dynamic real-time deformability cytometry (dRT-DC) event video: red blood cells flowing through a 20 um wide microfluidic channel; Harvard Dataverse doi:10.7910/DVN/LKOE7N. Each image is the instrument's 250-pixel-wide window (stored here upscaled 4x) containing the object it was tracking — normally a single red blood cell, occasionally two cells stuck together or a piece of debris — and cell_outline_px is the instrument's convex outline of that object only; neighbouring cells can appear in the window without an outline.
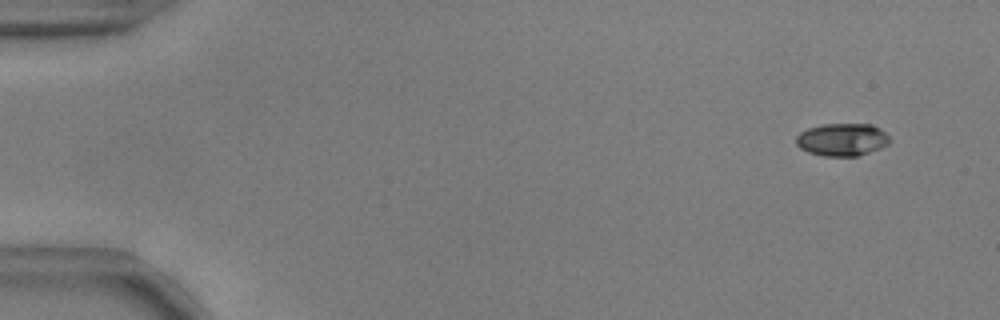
{"species": "common noctule bat (a hibernating species)", "species_latin": "Nyctalus noctula", "temperature_condition": "warm", "stored_images_in_passage": 56, "camera_frame_rate_fps": 3000, "um_per_image_px": 0.085, "animal": {"sex": "male", "body_mass_g": 17.9, "forearm_length_mm": 54.2}, "frame": {"image": 1, "passage_image": 5, "time_ms": 1.333, "image_size_px": [1000, 320], "cell_outline_px": [[888, 144], [880, 148], [856, 156], [824, 156], [808, 152], [800, 148], [796, 144], [796, 136], [800, 132], [808, 128], [824, 124], [872, 124], [880, 128], [888, 136]], "centroid_in_image_um": [71.55, 11.86], "position_along_channel_um": 13.4, "area_um2": 17.69}}
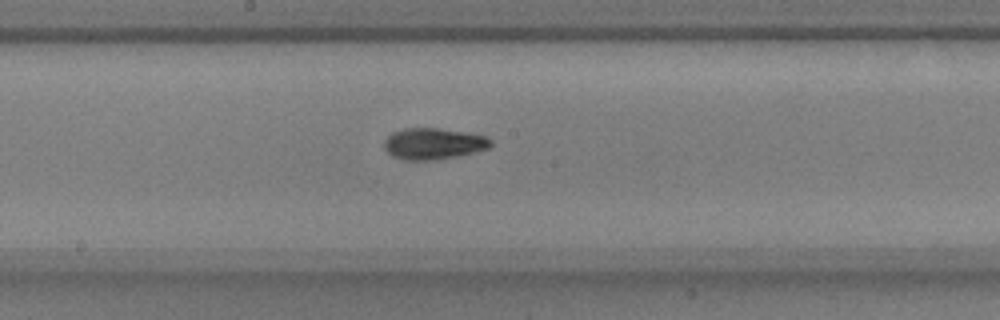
{"frame": {"image": 2, "passage_image": 31, "time_ms": 10.0, "image_size_px": [1000, 320], "cell_outline_px": [[492, 144], [488, 148], [476, 152], [436, 160], [404, 160], [392, 156], [384, 148], [384, 140], [392, 132], [404, 128], [440, 128], [476, 132], [488, 136], [492, 140]], "centroid_in_image_um": [36.9, 12.19], "position_along_channel_um": 211.3, "area_um2": 19.94}}
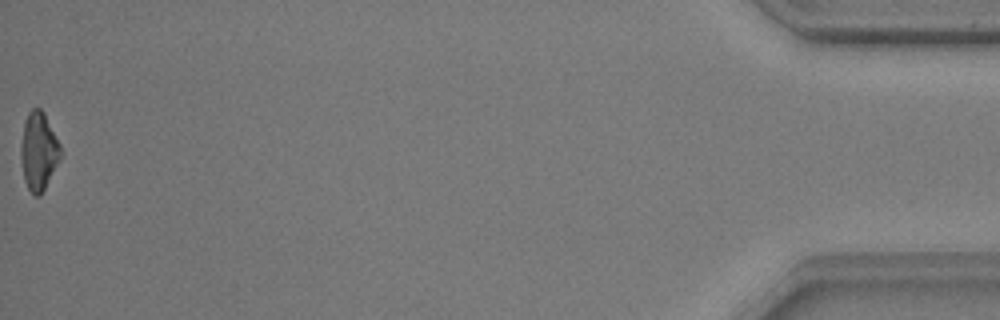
{"frame": {"image": 3, "passage_image": 56, "time_ms": 18.333, "image_size_px": [1000, 320], "cell_outline_px": [[60, 156], [40, 196], [36, 196], [28, 188], [24, 180], [20, 160], [20, 148], [24, 120], [28, 112], [32, 108], [40, 108], [44, 112], [60, 144]], "centroid_in_image_um": [3.24, 12.81], "position_along_channel_um": 432.0, "area_um2": 17.8}, "authors_computed_cell_mechanics": {"area_um2": 18.2937, "velocity_mm_per_s": 3.7441, "shape_relaxation_time_tau1_ms": 5.4879, "shape_relaxation_time_tau2_ms": 6.0565, "deformation_change_tau1": 0.1626, "deformation_change_tau2": 0.1109}}